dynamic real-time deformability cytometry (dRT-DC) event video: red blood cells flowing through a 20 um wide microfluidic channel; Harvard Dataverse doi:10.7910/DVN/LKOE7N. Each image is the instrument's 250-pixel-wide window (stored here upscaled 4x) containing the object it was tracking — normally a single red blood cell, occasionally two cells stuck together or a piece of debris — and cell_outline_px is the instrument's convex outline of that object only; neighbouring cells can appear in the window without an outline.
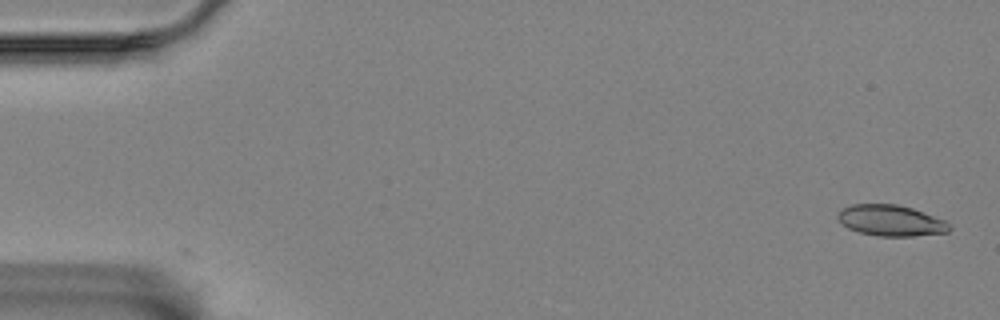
{"species": "Egyptian fruit bat (a non-hibernating species)", "species_latin": "Rousettus aegyptiacus", "temperature_condition": "room temperature", "stored_images_in_passage": 57, "camera_frame_rate_fps": 3000, "um_per_image_px": 0.085, "animal": {"sex": "female"}, "frame": {"image": 1, "passage_image": 1, "time_ms": 0.0, "image_size_px": [1000, 320], "cell_outline_px": [[952, 228], [948, 232], [912, 236], [880, 236], [860, 232], [848, 228], [836, 216], [840, 208], [852, 204], [896, 204], [912, 208], [924, 212], [944, 220]], "centroid_in_image_um": [75.71, 18.73], "position_along_channel_um": 9.3, "area_um2": 20.06}}
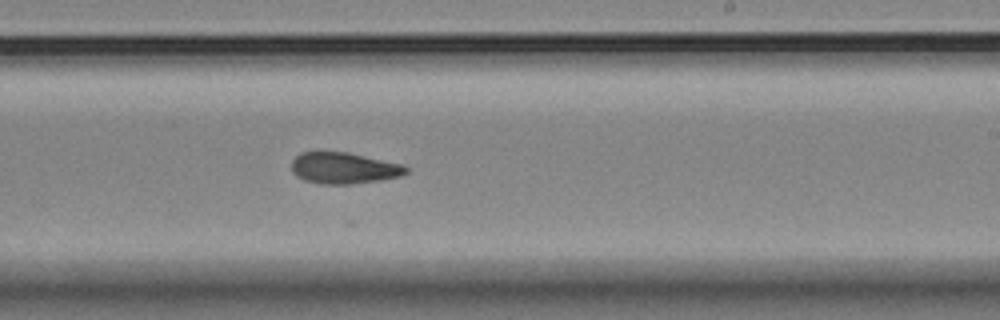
{"frame": {"image": 2, "passage_image": 34, "time_ms": 11.0, "image_size_px": [1000, 320], "cell_outline_px": [[408, 172], [400, 176], [380, 180], [352, 184], [320, 184], [304, 180], [296, 176], [292, 172], [292, 160], [300, 152], [348, 152], [404, 164], [408, 168]], "centroid_in_image_um": [29.23, 14.29], "position_along_channel_um": 259.8, "area_um2": 21.04}}
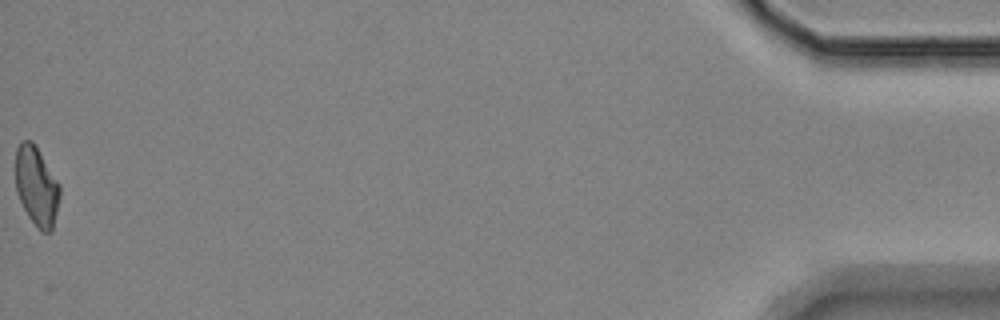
{"frame": {"image": 3, "passage_image": 57, "time_ms": 18.667, "image_size_px": [1000, 320], "cell_outline_px": [[60, 196], [52, 232], [40, 232], [28, 216], [16, 192], [16, 148], [20, 140], [32, 140], [60, 184]], "centroid_in_image_um": [3.11, 15.83], "position_along_channel_um": 432.1, "area_um2": 20.52}, "authors_computed_cell_mechanics": {"area_um2": 20.7502, "velocity_mm_per_s": 3.4791, "shape_relaxation_time_tau1_ms": null, "shape_relaxation_time_tau2_ms": 8.302, "deformation_change_tau1": null, "deformation_change_tau2": 0.1585}}